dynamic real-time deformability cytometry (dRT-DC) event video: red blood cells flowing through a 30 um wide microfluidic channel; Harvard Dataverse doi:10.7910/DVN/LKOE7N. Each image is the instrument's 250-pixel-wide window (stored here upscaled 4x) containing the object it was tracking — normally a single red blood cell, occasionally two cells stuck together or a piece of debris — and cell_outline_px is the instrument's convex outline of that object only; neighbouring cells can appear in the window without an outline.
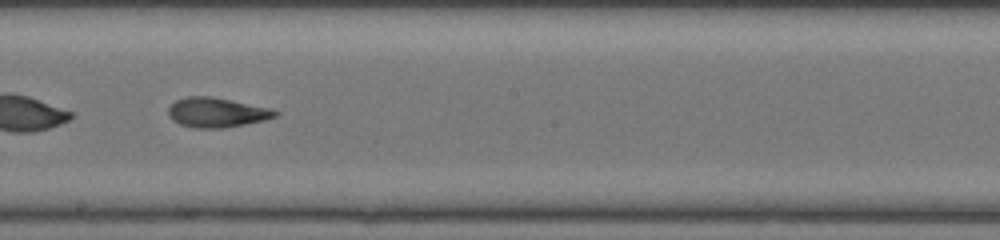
{"species": "common noctule bat (a hibernating species)", "species_latin": "Nyctalus noctula", "temperature_condition": "room temperature", "stored_images_in_passage": 48, "segment_of_instrument_passage": [2, 2], "camera_frame_rate_fps": 3000, "um_per_image_px": 0.085, "animal": {"sex": "female", "body_mass_g": 20.0, "forearm_length_mm": 54.0}, "frame": {"image": 1, "passage_image": 28, "time_ms": 9.0, "image_size_px": [1000, 240], "cell_outline_px": [[280, 112], [276, 116], [264, 120], [224, 128], [192, 128], [180, 124], [172, 120], [168, 116], [168, 108], [176, 100], [188, 96], [208, 96], [268, 108]], "centroid_in_image_um": [18.36, 9.57], "position_along_channel_um": 229.8, "area_um2": 18.21}}
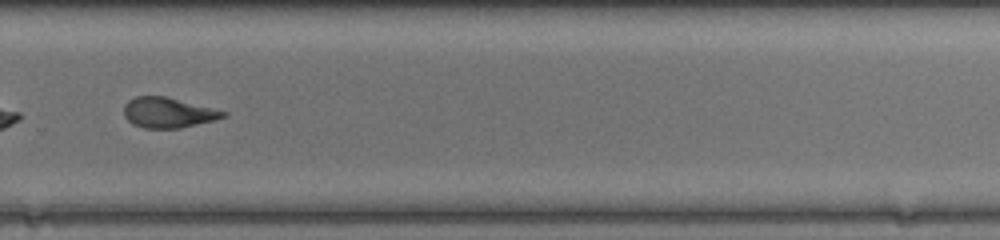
{"frame": {"image": 2, "passage_image": 34, "time_ms": 11.0, "image_size_px": [1000, 240], "cell_outline_px": [[228, 116], [180, 128], [144, 128], [132, 124], [124, 116], [124, 104], [128, 100], [136, 96], [164, 96], [228, 112]], "centroid_in_image_um": [14.25, 9.57], "position_along_channel_um": 315.6, "area_um2": 17.34}}
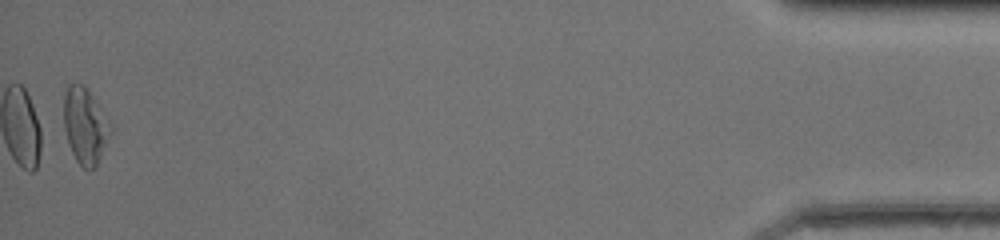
{"frame": {"image": 3, "passage_image": 48, "time_ms": 15.667, "image_size_px": [1000, 240], "cell_outline_px": [[112, 132], [96, 164], [92, 168], [84, 168], [76, 160], [68, 144], [64, 128], [64, 96], [68, 84], [84, 84], [92, 96], [112, 128]], "centroid_in_image_um": [7.2, 10.68], "position_along_channel_um": 428.0, "area_um2": 20.11}}